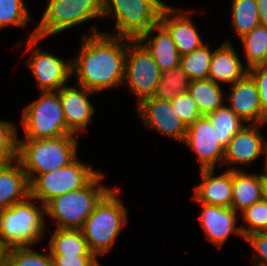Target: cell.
<instances>
[{"instance_id": "cell-15", "label": "cell", "mask_w": 267, "mask_h": 266, "mask_svg": "<svg viewBox=\"0 0 267 266\" xmlns=\"http://www.w3.org/2000/svg\"><path fill=\"white\" fill-rule=\"evenodd\" d=\"M62 104L66 127L76 136L81 135L92 123L95 107L90 101V95L95 92L75 83V86L64 85L58 91Z\"/></svg>"}, {"instance_id": "cell-9", "label": "cell", "mask_w": 267, "mask_h": 266, "mask_svg": "<svg viewBox=\"0 0 267 266\" xmlns=\"http://www.w3.org/2000/svg\"><path fill=\"white\" fill-rule=\"evenodd\" d=\"M100 171L78 157L69 165L37 175L30 184V196L44 206L53 198L86 186Z\"/></svg>"}, {"instance_id": "cell-18", "label": "cell", "mask_w": 267, "mask_h": 266, "mask_svg": "<svg viewBox=\"0 0 267 266\" xmlns=\"http://www.w3.org/2000/svg\"><path fill=\"white\" fill-rule=\"evenodd\" d=\"M201 205L199 221L206 238L216 247L221 248L231 234L245 239L241 227L238 226V214L231 207H221L197 203Z\"/></svg>"}, {"instance_id": "cell-2", "label": "cell", "mask_w": 267, "mask_h": 266, "mask_svg": "<svg viewBox=\"0 0 267 266\" xmlns=\"http://www.w3.org/2000/svg\"><path fill=\"white\" fill-rule=\"evenodd\" d=\"M78 138L76 135L42 139L18 137L17 161L25 171L29 183L37 175L72 163L78 157Z\"/></svg>"}, {"instance_id": "cell-3", "label": "cell", "mask_w": 267, "mask_h": 266, "mask_svg": "<svg viewBox=\"0 0 267 266\" xmlns=\"http://www.w3.org/2000/svg\"><path fill=\"white\" fill-rule=\"evenodd\" d=\"M120 191V192H119ZM121 189L113 187L86 219L81 231L90 252L97 258L112 249L119 233L128 221V210L120 197Z\"/></svg>"}, {"instance_id": "cell-14", "label": "cell", "mask_w": 267, "mask_h": 266, "mask_svg": "<svg viewBox=\"0 0 267 266\" xmlns=\"http://www.w3.org/2000/svg\"><path fill=\"white\" fill-rule=\"evenodd\" d=\"M263 125L266 124H246L233 136L225 148L222 167L229 165L227 170H243L234 166L239 164L248 167L258 158L265 156L267 141L260 128ZM232 165L233 167H230Z\"/></svg>"}, {"instance_id": "cell-7", "label": "cell", "mask_w": 267, "mask_h": 266, "mask_svg": "<svg viewBox=\"0 0 267 266\" xmlns=\"http://www.w3.org/2000/svg\"><path fill=\"white\" fill-rule=\"evenodd\" d=\"M95 18H103V0H49L35 36L45 39Z\"/></svg>"}, {"instance_id": "cell-29", "label": "cell", "mask_w": 267, "mask_h": 266, "mask_svg": "<svg viewBox=\"0 0 267 266\" xmlns=\"http://www.w3.org/2000/svg\"><path fill=\"white\" fill-rule=\"evenodd\" d=\"M242 43L245 63L248 69L260 65L267 54V26L262 24L254 27L247 35L240 39Z\"/></svg>"}, {"instance_id": "cell-43", "label": "cell", "mask_w": 267, "mask_h": 266, "mask_svg": "<svg viewBox=\"0 0 267 266\" xmlns=\"http://www.w3.org/2000/svg\"><path fill=\"white\" fill-rule=\"evenodd\" d=\"M260 66H261L262 68L267 69V54H266L264 60L260 63Z\"/></svg>"}, {"instance_id": "cell-5", "label": "cell", "mask_w": 267, "mask_h": 266, "mask_svg": "<svg viewBox=\"0 0 267 266\" xmlns=\"http://www.w3.org/2000/svg\"><path fill=\"white\" fill-rule=\"evenodd\" d=\"M100 171L86 186L64 193L45 205V216L56 221L59 229H82L101 199L112 189L102 183Z\"/></svg>"}, {"instance_id": "cell-20", "label": "cell", "mask_w": 267, "mask_h": 266, "mask_svg": "<svg viewBox=\"0 0 267 266\" xmlns=\"http://www.w3.org/2000/svg\"><path fill=\"white\" fill-rule=\"evenodd\" d=\"M248 73V68L242 63L236 49L229 42L224 41L214 50L210 63L208 79L216 84H234Z\"/></svg>"}, {"instance_id": "cell-6", "label": "cell", "mask_w": 267, "mask_h": 266, "mask_svg": "<svg viewBox=\"0 0 267 266\" xmlns=\"http://www.w3.org/2000/svg\"><path fill=\"white\" fill-rule=\"evenodd\" d=\"M161 0H103V19L115 21V32L106 34L139 40L160 21L166 6Z\"/></svg>"}, {"instance_id": "cell-21", "label": "cell", "mask_w": 267, "mask_h": 266, "mask_svg": "<svg viewBox=\"0 0 267 266\" xmlns=\"http://www.w3.org/2000/svg\"><path fill=\"white\" fill-rule=\"evenodd\" d=\"M153 33H157L155 36ZM139 41L152 54L161 72L180 64V55L168 30L159 22L150 28Z\"/></svg>"}, {"instance_id": "cell-4", "label": "cell", "mask_w": 267, "mask_h": 266, "mask_svg": "<svg viewBox=\"0 0 267 266\" xmlns=\"http://www.w3.org/2000/svg\"><path fill=\"white\" fill-rule=\"evenodd\" d=\"M30 195L0 212V240L7 249L30 247L46 234L45 206ZM41 240V241H40Z\"/></svg>"}, {"instance_id": "cell-10", "label": "cell", "mask_w": 267, "mask_h": 266, "mask_svg": "<svg viewBox=\"0 0 267 266\" xmlns=\"http://www.w3.org/2000/svg\"><path fill=\"white\" fill-rule=\"evenodd\" d=\"M26 40V41H25ZM24 42H17L16 49L25 45V53L30 50L26 65L37 82L39 92L58 91L72 77V60L65 61L60 56L40 49L37 44L42 39L35 36V29L29 33ZM21 45V46H20Z\"/></svg>"}, {"instance_id": "cell-17", "label": "cell", "mask_w": 267, "mask_h": 266, "mask_svg": "<svg viewBox=\"0 0 267 266\" xmlns=\"http://www.w3.org/2000/svg\"><path fill=\"white\" fill-rule=\"evenodd\" d=\"M193 13L192 10L185 11L166 5L160 15L159 22L170 33L180 56L191 53L205 43L189 15Z\"/></svg>"}, {"instance_id": "cell-32", "label": "cell", "mask_w": 267, "mask_h": 266, "mask_svg": "<svg viewBox=\"0 0 267 266\" xmlns=\"http://www.w3.org/2000/svg\"><path fill=\"white\" fill-rule=\"evenodd\" d=\"M4 266H53L50 252H39L30 247L7 249Z\"/></svg>"}, {"instance_id": "cell-31", "label": "cell", "mask_w": 267, "mask_h": 266, "mask_svg": "<svg viewBox=\"0 0 267 266\" xmlns=\"http://www.w3.org/2000/svg\"><path fill=\"white\" fill-rule=\"evenodd\" d=\"M31 14L24 0H0V29L4 27L25 28Z\"/></svg>"}, {"instance_id": "cell-36", "label": "cell", "mask_w": 267, "mask_h": 266, "mask_svg": "<svg viewBox=\"0 0 267 266\" xmlns=\"http://www.w3.org/2000/svg\"><path fill=\"white\" fill-rule=\"evenodd\" d=\"M246 241L254 250L251 260L253 266H267V233L254 232L245 237Z\"/></svg>"}, {"instance_id": "cell-23", "label": "cell", "mask_w": 267, "mask_h": 266, "mask_svg": "<svg viewBox=\"0 0 267 266\" xmlns=\"http://www.w3.org/2000/svg\"><path fill=\"white\" fill-rule=\"evenodd\" d=\"M263 198L262 174L246 173L243 170L233 171V191L231 208L238 214Z\"/></svg>"}, {"instance_id": "cell-27", "label": "cell", "mask_w": 267, "mask_h": 266, "mask_svg": "<svg viewBox=\"0 0 267 266\" xmlns=\"http://www.w3.org/2000/svg\"><path fill=\"white\" fill-rule=\"evenodd\" d=\"M191 81L179 64L161 72L160 80L152 97L160 100H171L179 93L188 92Z\"/></svg>"}, {"instance_id": "cell-1", "label": "cell", "mask_w": 267, "mask_h": 266, "mask_svg": "<svg viewBox=\"0 0 267 266\" xmlns=\"http://www.w3.org/2000/svg\"><path fill=\"white\" fill-rule=\"evenodd\" d=\"M83 34L78 55L72 59L74 82L95 93L123 85L127 45L131 39L92 27Z\"/></svg>"}, {"instance_id": "cell-25", "label": "cell", "mask_w": 267, "mask_h": 266, "mask_svg": "<svg viewBox=\"0 0 267 266\" xmlns=\"http://www.w3.org/2000/svg\"><path fill=\"white\" fill-rule=\"evenodd\" d=\"M223 92L221 86L211 79L192 80L188 89L201 115H208L224 105L226 95Z\"/></svg>"}, {"instance_id": "cell-19", "label": "cell", "mask_w": 267, "mask_h": 266, "mask_svg": "<svg viewBox=\"0 0 267 266\" xmlns=\"http://www.w3.org/2000/svg\"><path fill=\"white\" fill-rule=\"evenodd\" d=\"M216 169H200L201 183L194 186L193 200L196 203L231 207L233 171L225 170L218 175Z\"/></svg>"}, {"instance_id": "cell-38", "label": "cell", "mask_w": 267, "mask_h": 266, "mask_svg": "<svg viewBox=\"0 0 267 266\" xmlns=\"http://www.w3.org/2000/svg\"><path fill=\"white\" fill-rule=\"evenodd\" d=\"M53 266H100L95 256L51 255Z\"/></svg>"}, {"instance_id": "cell-40", "label": "cell", "mask_w": 267, "mask_h": 266, "mask_svg": "<svg viewBox=\"0 0 267 266\" xmlns=\"http://www.w3.org/2000/svg\"><path fill=\"white\" fill-rule=\"evenodd\" d=\"M6 254H7V248L0 240V266H4Z\"/></svg>"}, {"instance_id": "cell-28", "label": "cell", "mask_w": 267, "mask_h": 266, "mask_svg": "<svg viewBox=\"0 0 267 266\" xmlns=\"http://www.w3.org/2000/svg\"><path fill=\"white\" fill-rule=\"evenodd\" d=\"M212 126L217 129L219 134V143L226 148L233 136L239 132L246 123L236 115V113L227 105L206 115Z\"/></svg>"}, {"instance_id": "cell-35", "label": "cell", "mask_w": 267, "mask_h": 266, "mask_svg": "<svg viewBox=\"0 0 267 266\" xmlns=\"http://www.w3.org/2000/svg\"><path fill=\"white\" fill-rule=\"evenodd\" d=\"M170 101L174 110L187 127L193 124L200 116H202L197 108V103L188 92L179 93Z\"/></svg>"}, {"instance_id": "cell-33", "label": "cell", "mask_w": 267, "mask_h": 266, "mask_svg": "<svg viewBox=\"0 0 267 266\" xmlns=\"http://www.w3.org/2000/svg\"><path fill=\"white\" fill-rule=\"evenodd\" d=\"M241 213L243 221L247 224L240 226L244 238L251 233L267 230V200L262 198Z\"/></svg>"}, {"instance_id": "cell-26", "label": "cell", "mask_w": 267, "mask_h": 266, "mask_svg": "<svg viewBox=\"0 0 267 266\" xmlns=\"http://www.w3.org/2000/svg\"><path fill=\"white\" fill-rule=\"evenodd\" d=\"M230 12L232 28L239 39L260 24L256 0H232Z\"/></svg>"}, {"instance_id": "cell-16", "label": "cell", "mask_w": 267, "mask_h": 266, "mask_svg": "<svg viewBox=\"0 0 267 266\" xmlns=\"http://www.w3.org/2000/svg\"><path fill=\"white\" fill-rule=\"evenodd\" d=\"M228 106L246 124H266L267 116L262 112L258 87L253 77L247 73L228 87Z\"/></svg>"}, {"instance_id": "cell-12", "label": "cell", "mask_w": 267, "mask_h": 266, "mask_svg": "<svg viewBox=\"0 0 267 266\" xmlns=\"http://www.w3.org/2000/svg\"><path fill=\"white\" fill-rule=\"evenodd\" d=\"M137 115L145 128L156 133L184 142L187 126L174 110L170 100H160L154 97L144 99L136 106Z\"/></svg>"}, {"instance_id": "cell-30", "label": "cell", "mask_w": 267, "mask_h": 266, "mask_svg": "<svg viewBox=\"0 0 267 266\" xmlns=\"http://www.w3.org/2000/svg\"><path fill=\"white\" fill-rule=\"evenodd\" d=\"M214 50H210L208 43L180 56V65L191 80L208 79L210 63Z\"/></svg>"}, {"instance_id": "cell-39", "label": "cell", "mask_w": 267, "mask_h": 266, "mask_svg": "<svg viewBox=\"0 0 267 266\" xmlns=\"http://www.w3.org/2000/svg\"><path fill=\"white\" fill-rule=\"evenodd\" d=\"M260 24L267 26V0H256Z\"/></svg>"}, {"instance_id": "cell-42", "label": "cell", "mask_w": 267, "mask_h": 266, "mask_svg": "<svg viewBox=\"0 0 267 266\" xmlns=\"http://www.w3.org/2000/svg\"><path fill=\"white\" fill-rule=\"evenodd\" d=\"M264 158H265V162H264V171H263V173L267 176V147H266V151H265V156H264Z\"/></svg>"}, {"instance_id": "cell-24", "label": "cell", "mask_w": 267, "mask_h": 266, "mask_svg": "<svg viewBox=\"0 0 267 266\" xmlns=\"http://www.w3.org/2000/svg\"><path fill=\"white\" fill-rule=\"evenodd\" d=\"M48 251L51 255L94 256L80 229H59L51 231Z\"/></svg>"}, {"instance_id": "cell-34", "label": "cell", "mask_w": 267, "mask_h": 266, "mask_svg": "<svg viewBox=\"0 0 267 266\" xmlns=\"http://www.w3.org/2000/svg\"><path fill=\"white\" fill-rule=\"evenodd\" d=\"M17 128L14 122L0 119V164L17 160Z\"/></svg>"}, {"instance_id": "cell-41", "label": "cell", "mask_w": 267, "mask_h": 266, "mask_svg": "<svg viewBox=\"0 0 267 266\" xmlns=\"http://www.w3.org/2000/svg\"><path fill=\"white\" fill-rule=\"evenodd\" d=\"M262 194L263 199L267 200V176L262 173Z\"/></svg>"}, {"instance_id": "cell-13", "label": "cell", "mask_w": 267, "mask_h": 266, "mask_svg": "<svg viewBox=\"0 0 267 266\" xmlns=\"http://www.w3.org/2000/svg\"><path fill=\"white\" fill-rule=\"evenodd\" d=\"M199 159L200 169L222 167L225 148L219 143V134L206 115L187 127L183 142Z\"/></svg>"}, {"instance_id": "cell-8", "label": "cell", "mask_w": 267, "mask_h": 266, "mask_svg": "<svg viewBox=\"0 0 267 266\" xmlns=\"http://www.w3.org/2000/svg\"><path fill=\"white\" fill-rule=\"evenodd\" d=\"M39 93H41L39 98L26 105L22 111L21 126L25 138L42 139L73 135L66 127L58 92Z\"/></svg>"}, {"instance_id": "cell-11", "label": "cell", "mask_w": 267, "mask_h": 266, "mask_svg": "<svg viewBox=\"0 0 267 266\" xmlns=\"http://www.w3.org/2000/svg\"><path fill=\"white\" fill-rule=\"evenodd\" d=\"M160 76L152 54L139 40H132L127 45L123 85L132 90L136 105L153 96Z\"/></svg>"}, {"instance_id": "cell-22", "label": "cell", "mask_w": 267, "mask_h": 266, "mask_svg": "<svg viewBox=\"0 0 267 266\" xmlns=\"http://www.w3.org/2000/svg\"><path fill=\"white\" fill-rule=\"evenodd\" d=\"M29 195V180L21 164L17 160L0 164V212Z\"/></svg>"}, {"instance_id": "cell-37", "label": "cell", "mask_w": 267, "mask_h": 266, "mask_svg": "<svg viewBox=\"0 0 267 266\" xmlns=\"http://www.w3.org/2000/svg\"><path fill=\"white\" fill-rule=\"evenodd\" d=\"M248 73L255 80L261 103L262 112L267 116V69L256 65L248 69Z\"/></svg>"}]
</instances>
